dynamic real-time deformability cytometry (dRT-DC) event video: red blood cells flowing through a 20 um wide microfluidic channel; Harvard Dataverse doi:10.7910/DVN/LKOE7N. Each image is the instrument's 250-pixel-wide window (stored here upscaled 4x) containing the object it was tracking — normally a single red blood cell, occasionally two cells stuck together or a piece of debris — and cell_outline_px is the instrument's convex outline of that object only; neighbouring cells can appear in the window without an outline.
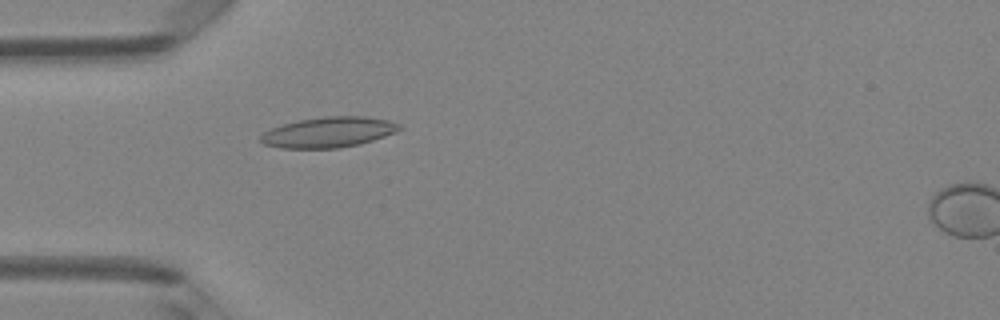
{"species": "Egyptian fruit bat (a non-hibernating species)", "species_latin": "Rousettus aegyptiacus", "temperature_condition": "room temperature", "stored_images_in_passage": 49, "camera_frame_rate_fps": 3000, "um_per_image_px": 0.085, "animal": {"sex": "female"}, "frame": {"image": 1, "passage_image": 15, "time_ms": 4.667, "image_size_px": [1000, 320], "cell_outline_px": [[404, 128], [396, 132], [360, 144], [340, 148], [280, 148], [264, 144], [260, 140], [260, 136], [264, 132], [272, 128], [284, 124], [300, 120], [324, 116], [364, 116], [388, 120], [400, 124]], "centroid_in_image_um": [27.95, 11.24], "position_along_channel_um": 57.0, "area_um2": 24.57}}
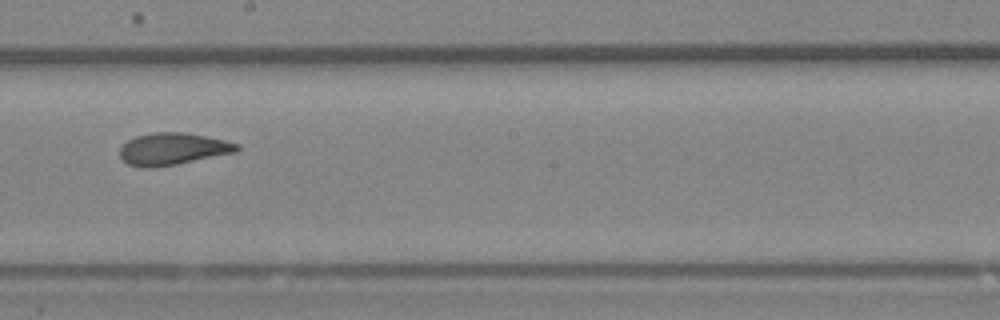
{"frame": {"image": 2, "passage_image": 28, "time_ms": 9.0, "image_size_px": [1000, 320], "cell_outline_px": [[240, 148], [236, 152], [156, 168], [140, 168], [128, 164], [120, 156], [120, 148], [128, 140], [136, 136], [152, 132], [184, 132], [224, 140], [240, 144]], "centroid_in_image_um": [14.67, 12.66], "position_along_channel_um": 233.5, "area_um2": 21.85}}
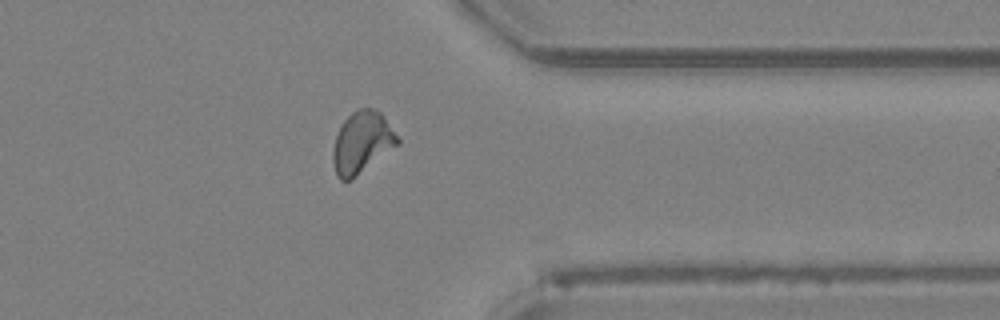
{"frame": {"image": 3, "passage_image": 39, "time_ms": 12.667, "image_size_px": [1000, 320], "cell_outline_px": [[400, 144], [352, 180], [340, 180], [336, 176], [332, 160], [332, 148], [336, 136], [344, 120], [352, 112], [360, 108], [372, 108], [380, 112], [384, 116], [400, 140]], "centroid_in_image_um": [30.76, 12.14], "position_along_channel_um": 380.6, "area_um2": 23.41}, "authors_computed_cell_mechanics": {"area_um2": 22.0218, "velocity_mm_per_s": 4.19, "shape_relaxation_time_tau1_ms": 6.8688, "shape_relaxation_time_tau2_ms": 1.4826, "deformation_change_tau1": 0.1738, "deformation_change_tau2": 0.0784}}